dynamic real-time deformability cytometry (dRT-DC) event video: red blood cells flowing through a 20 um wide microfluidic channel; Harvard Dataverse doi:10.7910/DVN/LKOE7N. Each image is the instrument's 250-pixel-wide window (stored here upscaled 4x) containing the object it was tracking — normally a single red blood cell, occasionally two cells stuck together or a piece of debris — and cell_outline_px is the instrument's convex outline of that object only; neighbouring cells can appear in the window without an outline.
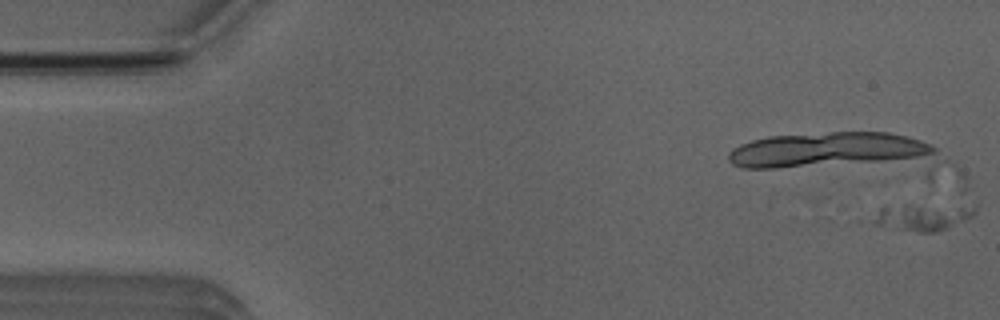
{"species": "Egyptian fruit bat (a non-hibernating species)", "species_latin": "Rousettus aegyptiacus", "temperature_condition": "room temperature", "stored_images_in_passage": 8, "segment_of_instrument_passage": [1, 2], "camera_frame_rate_fps": 3000, "um_per_image_px": 0.085, "animal": {"sex": "male"}, "frame": {"image": 1, "passage_image": 2, "time_ms": 0.333, "image_size_px": [1000, 320], "cell_outline_px": [[976, 212], [972, 216], [964, 220], [944, 228], [932, 232], [920, 232], [872, 224], [872, 220], [880, 208], [884, 204], [960, 172], [964, 176], [976, 204]], "centroid_in_image_um": [79.04, 17.59], "position_along_channel_um": 6.0, "area_um2": 27.22}}